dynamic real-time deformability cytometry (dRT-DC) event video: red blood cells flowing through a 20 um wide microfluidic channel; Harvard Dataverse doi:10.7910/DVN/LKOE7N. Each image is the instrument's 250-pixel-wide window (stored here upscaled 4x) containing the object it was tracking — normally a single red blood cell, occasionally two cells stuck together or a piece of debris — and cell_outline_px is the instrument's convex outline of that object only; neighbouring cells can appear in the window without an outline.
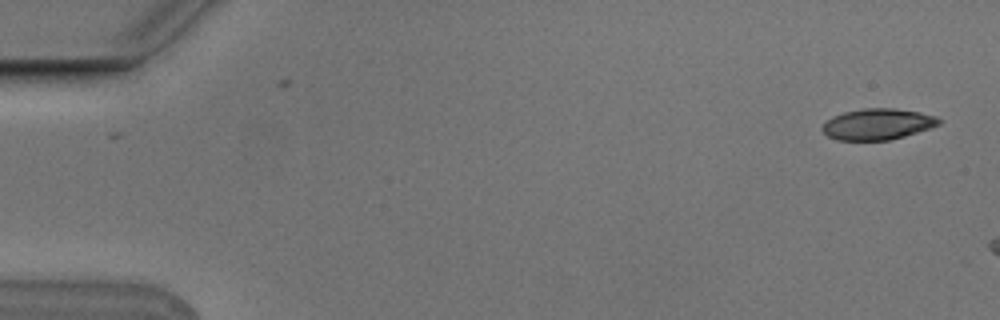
{"species": "Egyptian fruit bat (a non-hibernating species)", "species_latin": "Rousettus aegyptiacus", "temperature_condition": "cold", "stored_images_in_passage": 2, "camera_frame_rate_fps": 3000, "um_per_image_px": 0.085, "animal": {"sex": "male"}, "frame": {"image": 1, "passage_image": 2, "time_ms": 0.333, "image_size_px": [1000, 320], "cell_outline_px": [[940, 124], [904, 136], [888, 140], [836, 140], [828, 136], [820, 128], [832, 116], [844, 112], [864, 108], [896, 108], [920, 112], [936, 116], [940, 120]], "centroid_in_image_um": [74.57, 10.54], "position_along_channel_um": 10.4, "area_um2": 20.98}}